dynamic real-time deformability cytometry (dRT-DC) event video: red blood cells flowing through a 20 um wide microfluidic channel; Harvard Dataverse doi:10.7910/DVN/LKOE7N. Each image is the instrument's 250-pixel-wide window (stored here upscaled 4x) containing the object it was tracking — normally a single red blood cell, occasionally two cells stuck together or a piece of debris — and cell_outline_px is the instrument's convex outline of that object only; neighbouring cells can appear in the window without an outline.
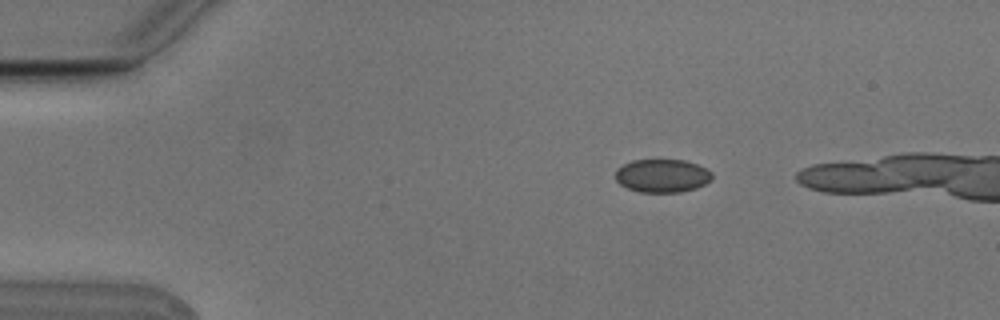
{"species": "Egyptian fruit bat (a non-hibernating species)", "species_latin": "Rousettus aegyptiacus", "temperature_condition": "cold", "stored_images_in_passage": 8, "camera_frame_rate_fps": 3000, "um_per_image_px": 0.085, "animal": {"sex": "male"}, "frame": {"image": 1, "passage_image": 1, "time_ms": 0.0, "image_size_px": [1000, 320], "cell_outline_px": [[712, 180], [696, 188], [680, 192], [640, 192], [628, 188], [620, 184], [616, 180], [616, 168], [632, 160], [684, 160], [696, 164], [712, 172]], "centroid_in_image_um": [56.28, 14.94], "position_along_channel_um": 28.7, "area_um2": 18.67}}
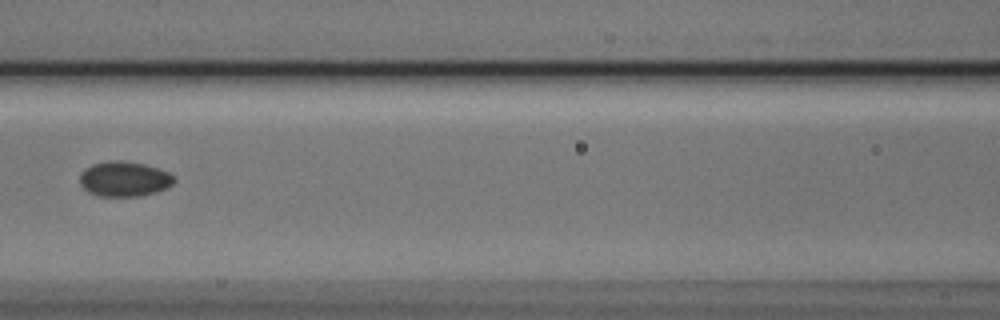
{"frame": {"image": 2, "passage_image": 5, "time_ms": 1.333, "image_size_px": [1000, 320], "cell_outline_px": [[176, 180], [168, 188], [156, 192], [140, 196], [100, 196], [88, 192], [80, 184], [80, 176], [84, 168], [92, 164], [108, 160], [120, 160], [144, 164], [168, 172], [176, 176]], "centroid_in_image_um": [10.57, 15.21], "position_along_channel_um": 156.0, "area_um2": 19.42}}
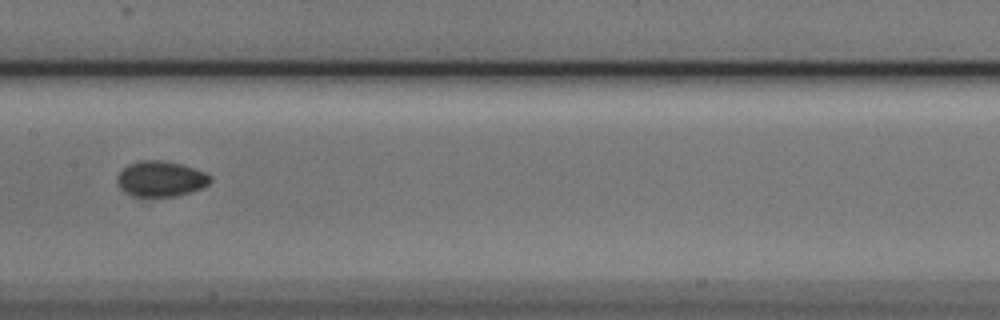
{"frame": {"image": 3, "passage_image": 6, "time_ms": 1.667, "image_size_px": [1000, 320], "cell_outline_px": [[212, 180], [208, 184], [200, 188], [176, 196], [132, 196], [124, 192], [120, 188], [116, 180], [116, 176], [128, 164], [140, 160], [164, 160], [180, 164], [204, 172], [212, 176]], "centroid_in_image_um": [13.63, 15.19], "position_along_channel_um": 193.8, "area_um2": 19.19}}